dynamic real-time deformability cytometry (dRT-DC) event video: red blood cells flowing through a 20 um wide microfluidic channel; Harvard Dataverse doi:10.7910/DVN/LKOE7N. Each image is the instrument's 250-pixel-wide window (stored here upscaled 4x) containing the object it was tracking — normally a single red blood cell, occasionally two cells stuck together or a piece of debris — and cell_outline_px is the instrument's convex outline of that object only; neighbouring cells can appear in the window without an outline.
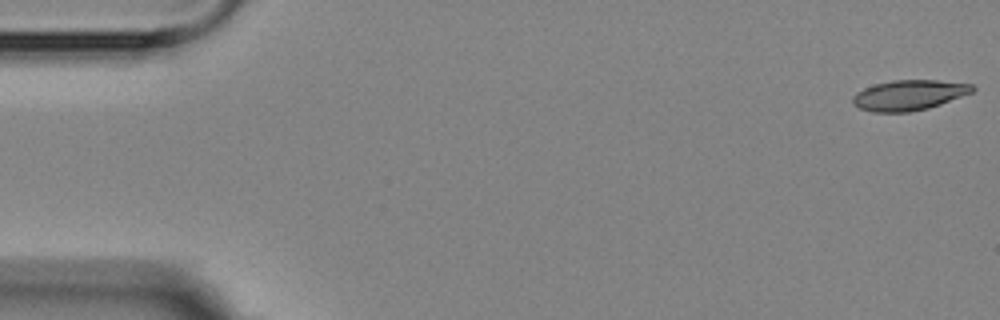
{"species": "Egyptian fruit bat (a non-hibernating species)", "species_latin": "Rousettus aegyptiacus", "temperature_condition": "room temperature", "stored_images_in_passage": 7, "camera_frame_rate_fps": 3000, "um_per_image_px": 0.085, "animal": {"sex": "female"}, "frame": {"image": 1, "passage_image": 1, "time_ms": 0.0, "image_size_px": [1000, 320], "cell_outline_px": [[976, 88], [972, 92], [940, 104], [928, 108], [908, 112], [872, 112], [860, 108], [852, 104], [852, 96], [856, 92], [864, 88], [876, 84], [892, 80], [936, 80], [972, 84]], "centroid_in_image_um": [77.23, 8.08], "position_along_channel_um": 7.8, "area_um2": 21.04}}
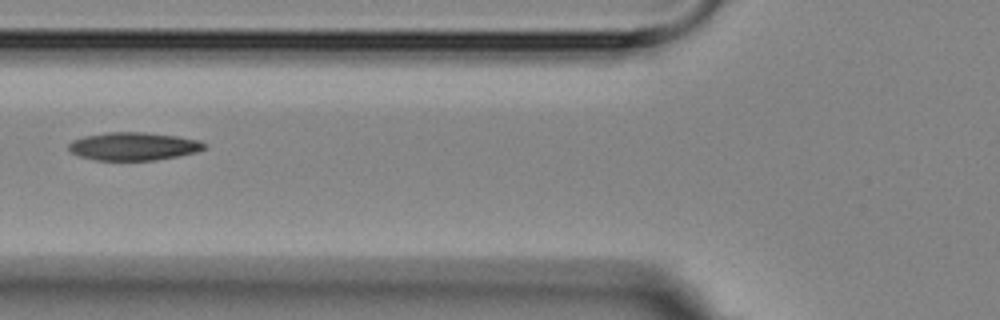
{"frame": {"image": 2, "passage_image": 6, "time_ms": 6.667, "image_size_px": [1000, 320], "cell_outline_px": [[204, 148], [196, 152], [156, 160], [96, 160], [80, 156], [72, 152], [68, 148], [68, 144], [72, 140], [84, 136], [108, 132], [144, 132], [176, 136], [200, 140], [204, 144]], "centroid_in_image_um": [11.32, 12.43], "position_along_channel_um": 114.5, "area_um2": 21.96}}
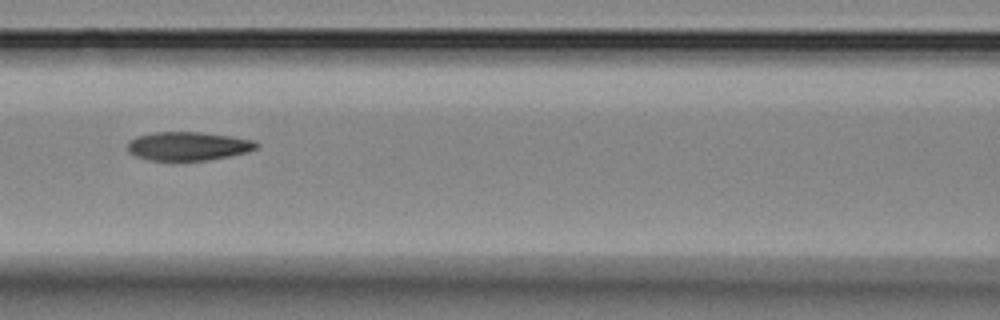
{"frame": {"image": 3, "passage_image": 7, "time_ms": 7.667, "image_size_px": [1000, 320], "cell_outline_px": [[260, 144], [256, 148], [248, 152], [208, 160], [148, 160], [136, 156], [128, 152], [128, 140], [136, 136], [152, 132], [200, 132], [232, 136], [252, 140]], "centroid_in_image_um": [15.97, 12.41], "position_along_channel_um": 150.6, "area_um2": 21.56}}